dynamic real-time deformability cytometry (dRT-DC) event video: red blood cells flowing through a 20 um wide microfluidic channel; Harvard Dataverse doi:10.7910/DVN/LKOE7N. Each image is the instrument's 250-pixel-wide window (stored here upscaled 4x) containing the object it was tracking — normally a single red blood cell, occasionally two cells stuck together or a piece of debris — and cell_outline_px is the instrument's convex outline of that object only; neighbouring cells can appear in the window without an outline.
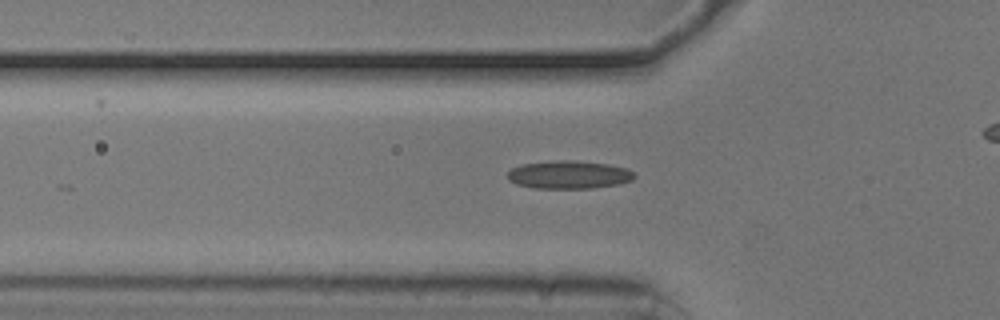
{"species": "common noctule bat (a hibernating species)", "species_latin": "Nyctalus noctula", "temperature_condition": "cold", "stored_images_in_passage": 18, "camera_frame_rate_fps": 3000, "um_per_image_px": 0.085, "animal": {"sex": "male", "body_mass_g": 20.5, "forearm_length_mm": 52.5}, "frame": {"image": 1, "passage_image": 6, "time_ms": 1.667, "image_size_px": [1000, 320], "cell_outline_px": [[636, 176], [632, 180], [620, 184], [592, 188], [532, 188], [516, 184], [508, 180], [508, 172], [512, 168], [524, 164], [556, 160], [564, 160], [608, 164], [628, 168], [636, 172]], "centroid_in_image_um": [48.39, 14.86], "position_along_channel_um": 77.4, "area_um2": 20.75}}
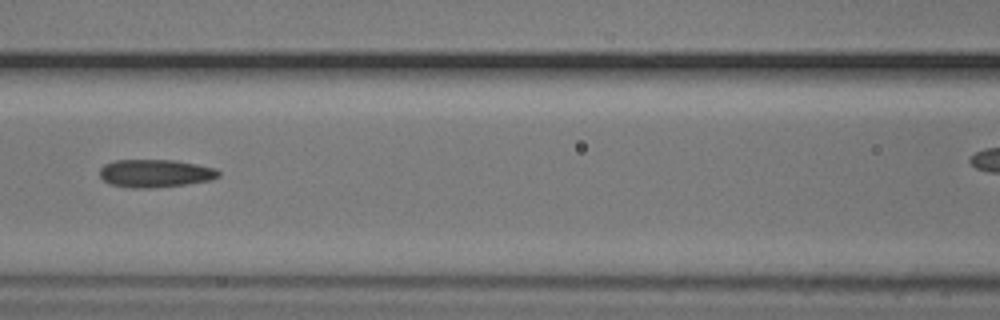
{"frame": {"image": 2, "passage_image": 12, "time_ms": 3.667, "image_size_px": [1000, 320], "cell_outline_px": [[220, 176], [212, 180], [184, 184], [148, 188], [132, 188], [112, 184], [104, 180], [100, 176], [100, 168], [104, 164], [116, 160], [176, 160], [216, 168], [220, 172]], "centroid_in_image_um": [13.22, 14.72], "position_along_channel_um": 153.4, "area_um2": 19.25}}
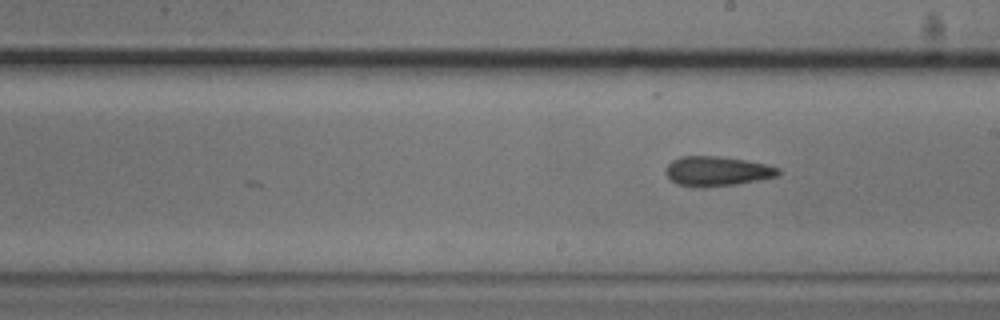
{"frame": {"image": 3, "passage_image": 18, "time_ms": 5.667, "image_size_px": [1000, 320], "cell_outline_px": [[780, 172], [776, 176], [760, 180], [736, 184], [704, 188], [696, 188], [676, 184], [664, 172], [668, 164], [672, 160], [680, 156], [716, 156], [744, 160], [764, 164], [780, 168]], "centroid_in_image_um": [60.9, 14.57], "position_along_channel_um": 228.1, "area_um2": 19.54}}